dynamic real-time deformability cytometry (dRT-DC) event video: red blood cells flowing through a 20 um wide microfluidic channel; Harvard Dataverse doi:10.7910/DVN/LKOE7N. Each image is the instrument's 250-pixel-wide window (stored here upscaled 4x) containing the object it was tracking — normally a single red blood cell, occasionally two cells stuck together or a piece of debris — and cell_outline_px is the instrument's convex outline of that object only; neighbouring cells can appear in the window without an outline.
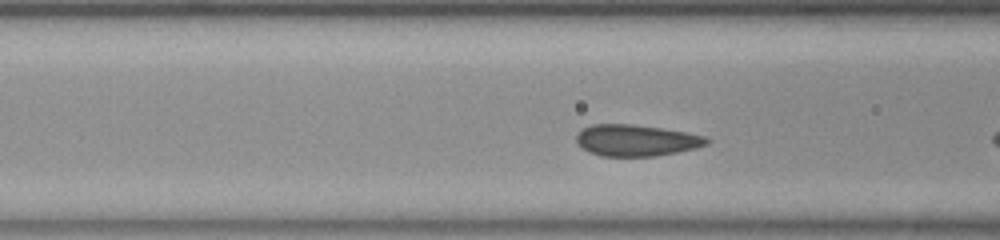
{"species": "common noctule bat (a hibernating species)", "species_latin": "Nyctalus noctula", "temperature_condition": "room temperature", "stored_images_in_passage": 8, "camera_frame_rate_fps": 3000, "um_per_image_px": 0.085, "animal": {"sex": "female", "body_mass_g": 23.0, "forearm_length_mm": 53.4}, "frame": {"image": 1, "passage_image": 6, "time_ms": 1.667, "image_size_px": [1000, 240], "cell_outline_px": [[712, 140], [708, 144], [696, 148], [656, 156], [600, 156], [584, 148], [576, 140], [576, 136], [584, 128], [592, 124], [632, 124], [660, 128], [708, 136]], "centroid_in_image_um": [54.14, 11.93], "position_along_channel_um": 112.5, "area_um2": 23.7}}